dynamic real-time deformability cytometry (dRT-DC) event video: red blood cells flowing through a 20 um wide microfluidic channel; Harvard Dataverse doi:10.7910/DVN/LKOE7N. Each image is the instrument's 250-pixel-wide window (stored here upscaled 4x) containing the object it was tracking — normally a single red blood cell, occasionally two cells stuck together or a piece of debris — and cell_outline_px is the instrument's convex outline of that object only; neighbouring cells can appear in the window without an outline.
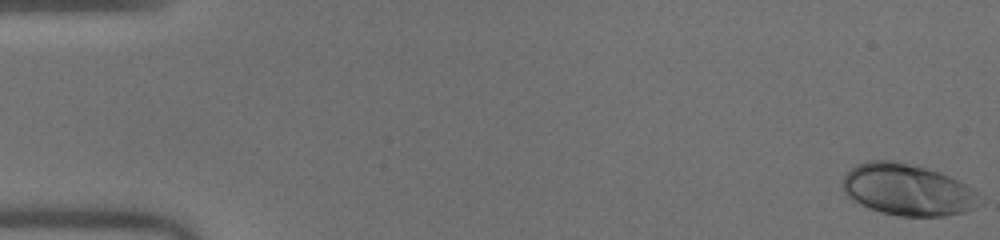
{"species": "human", "species_latin": "Homo sapiens", "temperature_condition": "warm", "stored_images_in_passage": 50, "camera_frame_rate_fps": 3000, "um_per_image_px": 0.085, "donor": {"sex": "male"}, "frame": {"image": 1, "passage_image": 1, "time_ms": 0.0, "image_size_px": [1000, 240], "cell_outline_px": [[984, 204], [976, 208], [964, 212], [944, 216], [900, 216], [880, 212], [868, 208], [860, 204], [848, 196], [844, 192], [840, 184], [848, 168], [856, 164], [868, 160], [896, 160], [940, 172], [972, 188], [976, 192]], "centroid_in_image_um": [77.12, 16.12], "position_along_channel_um": 7.9, "area_um2": 41.62}}
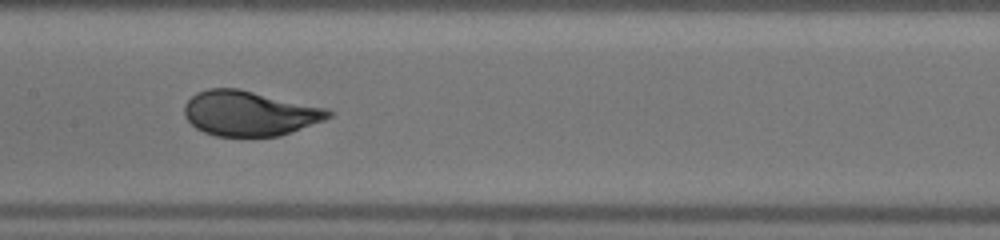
{"frame": {"image": 2, "passage_image": 26, "time_ms": 8.333, "image_size_px": [1000, 240], "cell_outline_px": [[332, 116], [324, 120], [280, 136], [216, 136], [204, 132], [196, 128], [184, 116], [184, 104], [196, 92], [208, 88], [240, 88], [324, 108], [332, 112]], "centroid_in_image_um": [21.16, 9.63], "position_along_channel_um": 186.2, "area_um2": 37.63}}
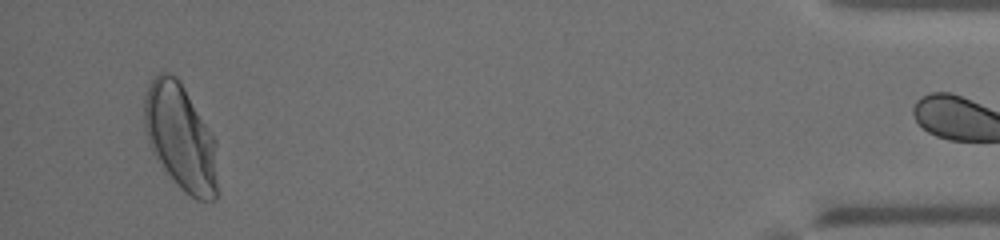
{"frame": {"image": 3, "passage_image": 49, "time_ms": 16.0, "image_size_px": [1000, 240], "cell_outline_px": [[216, 200], [196, 200], [184, 192], [180, 188], [164, 168], [152, 152], [144, 128], [144, 96], [152, 80], [160, 72], [168, 72], [176, 76], [184, 88], [216, 140]], "centroid_in_image_um": [15.34, 11.67], "position_along_channel_um": 419.9, "area_um2": 44.91}, "authors_computed_cell_mechanics": {"area_um2": 38.6682, "velocity_mm_per_s": 4.0376, "shape_relaxation_time_tau1_ms": 3.3739, "shape_relaxation_time_tau2_ms": null, "deformation_change_tau1": 0.1859, "deformation_change_tau2": null}}